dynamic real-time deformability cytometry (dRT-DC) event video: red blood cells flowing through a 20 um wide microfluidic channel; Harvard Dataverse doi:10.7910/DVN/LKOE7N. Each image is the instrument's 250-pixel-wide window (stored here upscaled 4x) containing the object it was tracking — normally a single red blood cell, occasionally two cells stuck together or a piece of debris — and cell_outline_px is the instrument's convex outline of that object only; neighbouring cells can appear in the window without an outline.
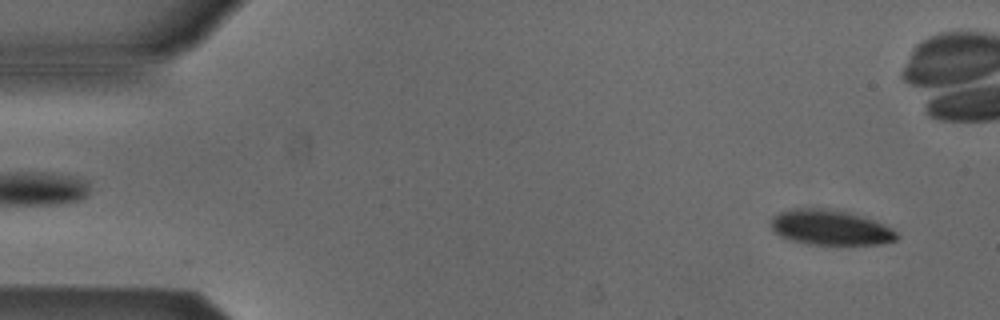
{"species": "Egyptian fruit bat (a non-hibernating species)", "species_latin": "Rousettus aegyptiacus", "temperature_condition": "cold", "stored_images_in_passage": 53, "camera_frame_rate_fps": 3000, "um_per_image_px": 0.085, "animal": {"sex": "male"}, "frame": {"image": 1, "passage_image": 3, "time_ms": 0.667, "image_size_px": [1000, 320], "cell_outline_px": [[900, 236], [896, 240], [880, 244], [808, 244], [792, 240], [780, 236], [772, 232], [772, 216], [780, 212], [792, 208], [840, 208], [884, 224], [892, 228]], "centroid_in_image_um": [70.58, 19.32], "position_along_channel_um": 14.4, "area_um2": 26.07}}
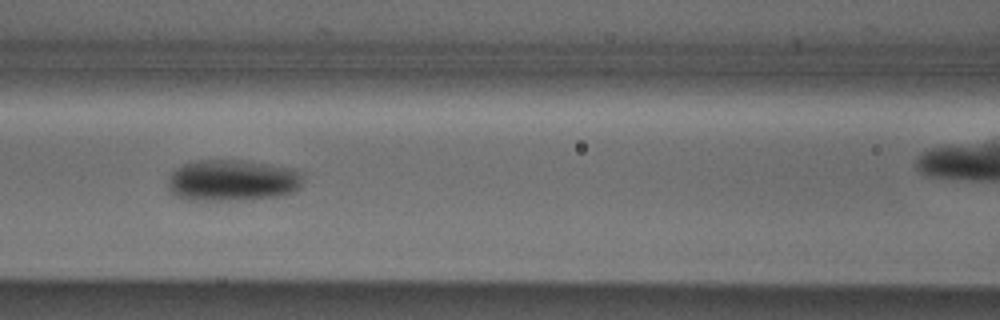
{"frame": {"image": 2, "passage_image": 22, "time_ms": 7.0, "image_size_px": [1000, 320], "cell_outline_px": [[304, 180], [300, 188], [292, 192], [276, 196], [244, 200], [184, 200], [168, 192], [168, 180], [172, 172], [176, 168], [184, 164], [200, 160], [236, 160], [264, 164], [284, 168], [300, 172]], "centroid_in_image_um": [19.69, 15.36], "position_along_channel_um": 146.9, "area_um2": 32.43}}
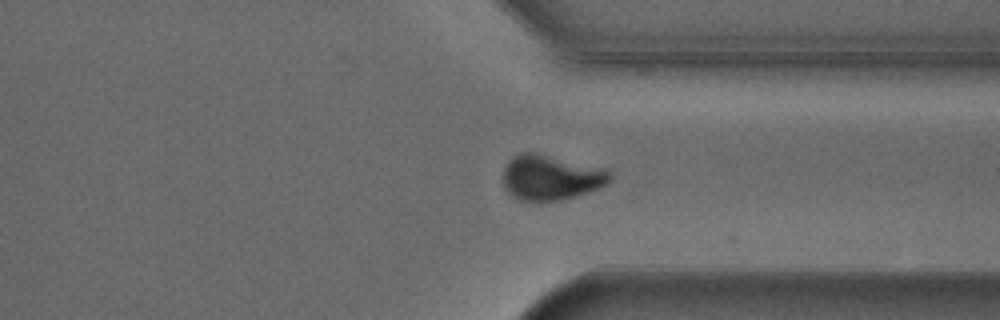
{"frame": {"image": 3, "passage_image": 39, "time_ms": 12.667, "image_size_px": [1000, 320], "cell_outline_px": [[612, 180], [608, 184], [600, 188], [576, 196], [560, 200], [516, 200], [504, 188], [504, 168], [508, 160], [520, 152], [536, 152], [608, 168], [612, 176]], "centroid_in_image_um": [46.86, 15.06], "position_along_channel_um": 364.5, "area_um2": 28.55}, "authors_computed_cell_mechanics": {"area_um2": 29.2468, "velocity_mm_per_s": 3.8466, "shape_relaxation_time_tau1_ms": 3.4272, "shape_relaxation_time_tau2_ms": null, "deformation_change_tau1": 0.1263, "deformation_change_tau2": null}}